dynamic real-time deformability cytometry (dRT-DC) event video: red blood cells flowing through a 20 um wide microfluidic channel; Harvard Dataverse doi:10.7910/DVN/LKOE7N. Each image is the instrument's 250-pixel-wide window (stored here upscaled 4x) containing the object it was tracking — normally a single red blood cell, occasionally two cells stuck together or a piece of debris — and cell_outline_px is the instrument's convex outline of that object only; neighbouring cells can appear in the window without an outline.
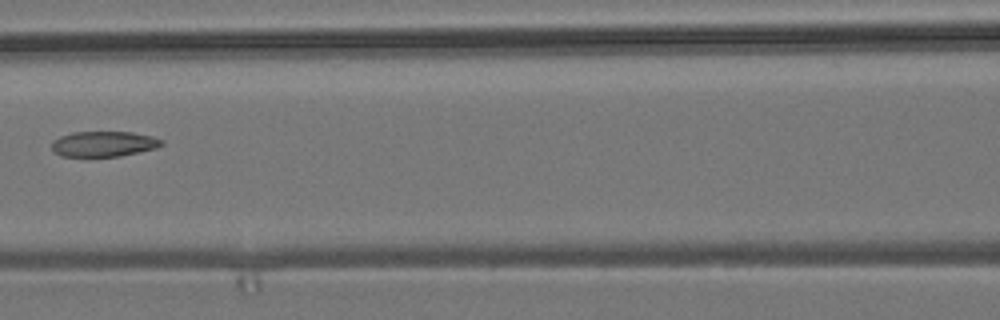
{"species": "common noctule bat (a hibernating species)", "species_latin": "Nyctalus noctula", "temperature_condition": "room temperature", "stored_images_in_passage": 4, "camera_frame_rate_fps": 3000, "um_per_image_px": 0.085, "animal": {"sex": "male", "body_mass_g": 19.2, "forearm_length_mm": 51.8}, "frame": {"image": 1, "passage_image": 3, "time_ms": 2.333, "image_size_px": [1000, 320], "cell_outline_px": [[164, 144], [156, 148], [120, 156], [60, 156], [52, 148], [52, 140], [60, 136], [72, 132], [132, 132], [152, 136], [164, 140]], "centroid_in_image_um": [8.83, 12.22], "position_along_channel_um": 157.8, "area_um2": 16.24}}
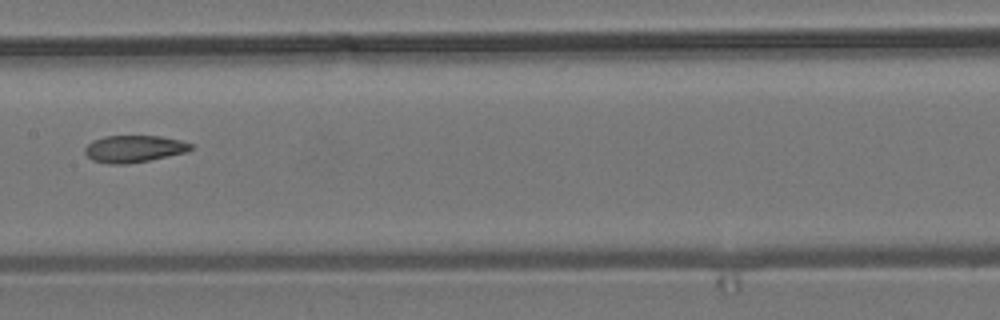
{"frame": {"image": 2, "passage_image": 4, "time_ms": 3.333, "image_size_px": [1000, 320], "cell_outline_px": [[192, 148], [188, 152], [148, 160], [124, 164], [108, 164], [92, 160], [84, 152], [84, 148], [92, 140], [104, 136], [160, 136], [180, 140], [192, 144]], "centroid_in_image_um": [11.37, 12.64], "position_along_channel_um": 196.0, "area_um2": 16.65}}